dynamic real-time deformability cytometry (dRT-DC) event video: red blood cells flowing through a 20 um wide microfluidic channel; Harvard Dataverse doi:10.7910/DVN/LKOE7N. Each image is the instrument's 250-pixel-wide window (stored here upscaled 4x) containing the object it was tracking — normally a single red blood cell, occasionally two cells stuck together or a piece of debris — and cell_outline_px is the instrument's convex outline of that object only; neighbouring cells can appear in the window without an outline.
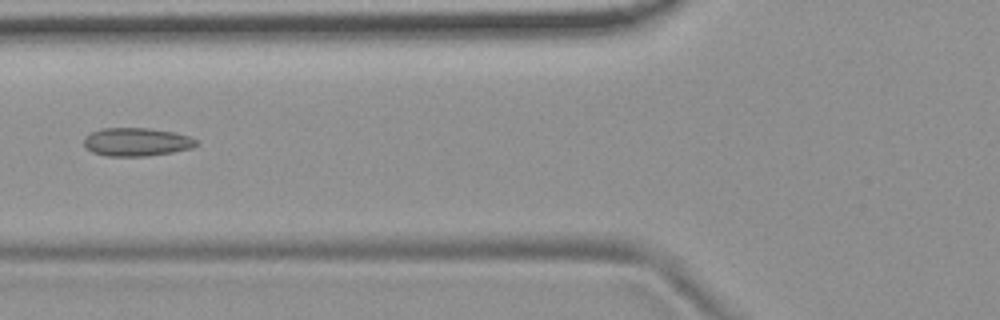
{"species": "common noctule bat (a hibernating species)", "species_latin": "Nyctalus noctula", "temperature_condition": "room temperature", "stored_images_in_passage": 11, "camera_frame_rate_fps": 3000, "um_per_image_px": 0.085, "animal": {"sex": "female", "body_mass_g": 19.9}, "frame": {"image": 1, "passage_image": 2, "time_ms": 0.333, "image_size_px": [1000, 320], "cell_outline_px": [[196, 144], [192, 148], [172, 152], [144, 156], [104, 156], [92, 152], [84, 148], [84, 136], [100, 128], [148, 128], [172, 132], [188, 136], [196, 140]], "centroid_in_image_um": [11.53, 12.07], "position_along_channel_um": 114.3, "area_um2": 18.5}}
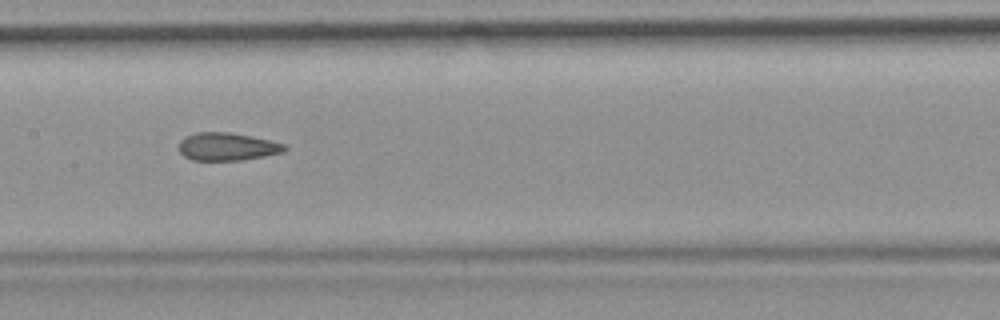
{"frame": {"image": 2, "passage_image": 4, "time_ms": 1.0, "image_size_px": [1000, 320], "cell_outline_px": [[288, 148], [284, 152], [264, 156], [240, 160], [192, 160], [184, 156], [180, 152], [180, 140], [184, 136], [196, 132], [228, 132], [272, 140], [284, 144]], "centroid_in_image_um": [19.32, 12.46], "position_along_channel_um": 188.1, "area_um2": 17.17}}